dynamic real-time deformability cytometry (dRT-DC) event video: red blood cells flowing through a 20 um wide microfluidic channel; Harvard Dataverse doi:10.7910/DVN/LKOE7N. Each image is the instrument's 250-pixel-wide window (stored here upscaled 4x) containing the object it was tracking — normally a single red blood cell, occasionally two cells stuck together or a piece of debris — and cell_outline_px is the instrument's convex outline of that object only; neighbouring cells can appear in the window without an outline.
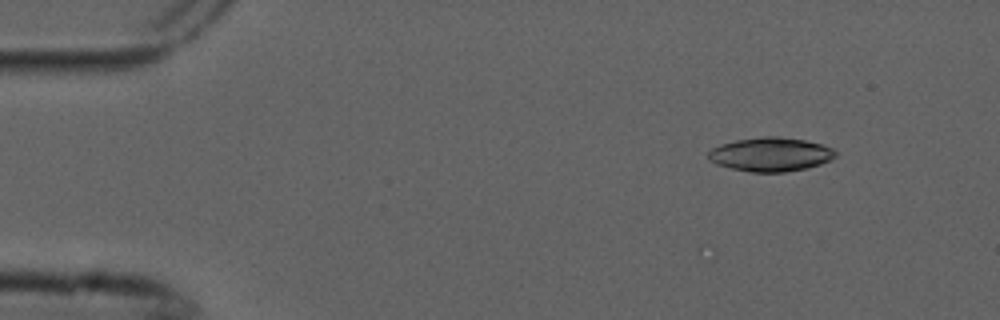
{"species": "common noctule bat (a hibernating species)", "species_latin": "Nyctalus noctula", "temperature_condition": "cold", "stored_images_in_passage": 9, "camera_frame_rate_fps": 3000, "um_per_image_px": 0.085, "animal": {"sex": "male", "forearm_length_mm": 52.5}, "frame": {"image": 1, "passage_image": 3, "time_ms": 0.667, "image_size_px": [1000, 320], "cell_outline_px": [[836, 156], [820, 164], [808, 168], [784, 172], [752, 172], [732, 168], [716, 164], [708, 160], [708, 152], [712, 148], [720, 144], [736, 140], [764, 136], [776, 136], [804, 140], [820, 144], [832, 148], [836, 152]], "centroid_in_image_um": [65.47, 13.12], "position_along_channel_um": 19.5, "area_um2": 25.03}}
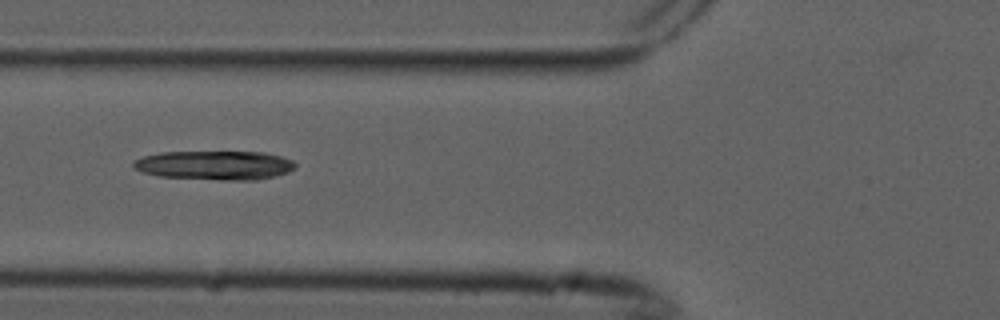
{"frame": {"image": 2, "passage_image": 7, "time_ms": 2.0, "image_size_px": [1000, 320], "cell_outline_px": [[296, 168], [288, 172], [276, 176], [256, 180], [224, 180], [160, 176], [144, 172], [136, 168], [132, 164], [136, 160], [144, 156], [160, 152], [264, 152], [280, 156], [292, 160], [296, 164]], "centroid_in_image_um": [18.32, 14.04], "position_along_channel_um": 107.5, "area_um2": 27.28}}
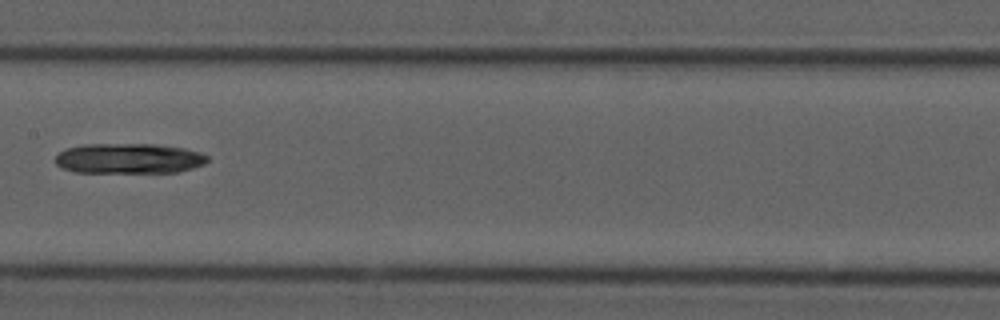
{"frame": {"image": 3, "passage_image": 9, "time_ms": 2.667, "image_size_px": [1000, 320], "cell_outline_px": [[208, 160], [204, 164], [180, 172], [76, 172], [64, 168], [56, 164], [56, 156], [60, 152], [68, 148], [84, 144], [152, 144], [184, 148], [200, 152], [208, 156]], "centroid_in_image_um": [10.98, 13.47], "position_along_channel_um": 196.4, "area_um2": 26.65}}